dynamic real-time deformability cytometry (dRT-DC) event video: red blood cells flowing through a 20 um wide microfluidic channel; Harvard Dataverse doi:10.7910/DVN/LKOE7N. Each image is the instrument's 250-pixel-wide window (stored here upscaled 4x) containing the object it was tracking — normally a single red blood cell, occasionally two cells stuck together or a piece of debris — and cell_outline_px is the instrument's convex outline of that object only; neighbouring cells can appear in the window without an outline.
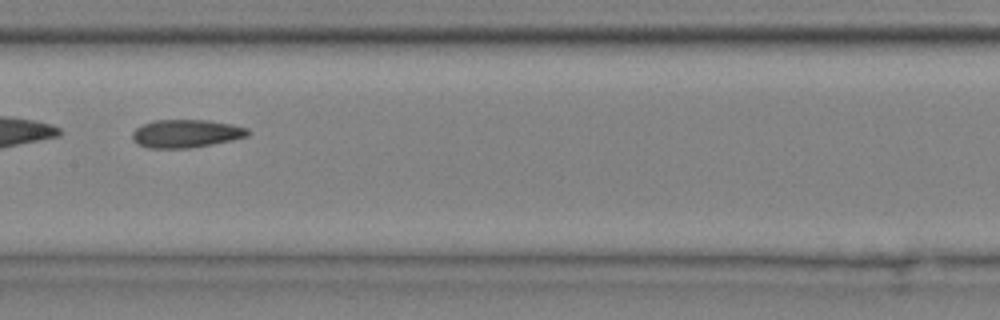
{"species": "common noctule bat (a hibernating species)", "species_latin": "Nyctalus noctula", "temperature_condition": "cold", "stored_images_in_passage": 9, "camera_frame_rate_fps": 3000, "um_per_image_px": 0.085, "animal": {"sex": "male", "body_mass_g": 20.4}, "frame": {"image": 1, "passage_image": 7, "time_ms": 2.0, "image_size_px": [1000, 320], "cell_outline_px": [[252, 132], [248, 136], [232, 140], [192, 148], [148, 148], [136, 144], [132, 140], [132, 132], [136, 128], [152, 120], [208, 120], [232, 124], [248, 128]], "centroid_in_image_um": [15.82, 11.35], "position_along_channel_um": 191.6, "area_um2": 19.13}}
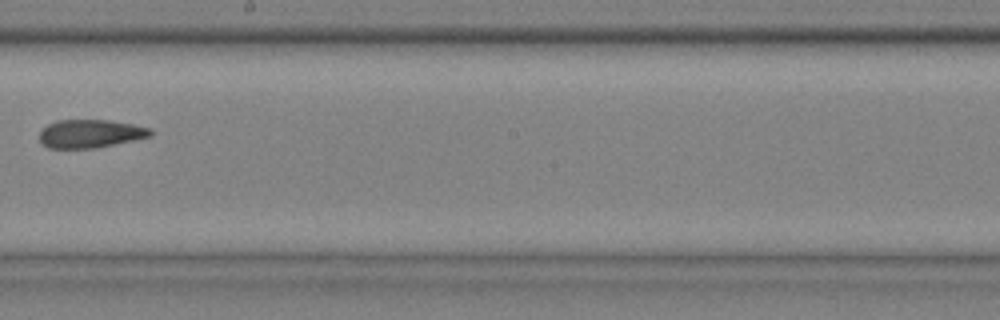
{"frame": {"image": 2, "passage_image": 8, "time_ms": 2.333, "image_size_px": [1000, 320], "cell_outline_px": [[152, 136], [92, 148], [48, 148], [40, 140], [40, 132], [48, 124], [60, 120], [108, 120], [132, 124], [152, 128]], "centroid_in_image_um": [7.69, 11.35], "position_along_channel_um": 240.5, "area_um2": 17.98}}
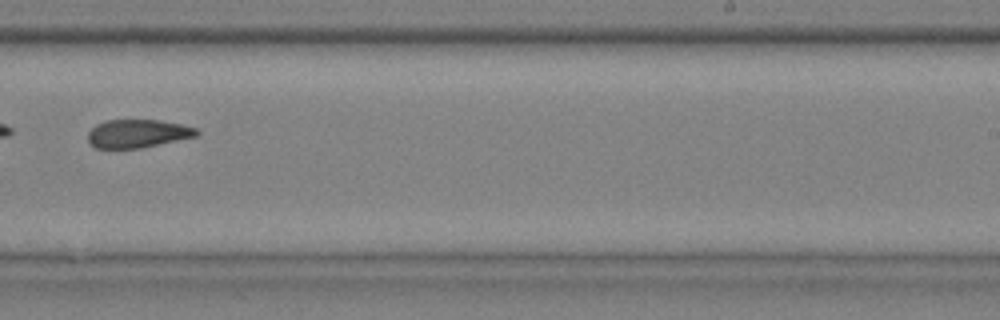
{"frame": {"image": 3, "passage_image": 9, "time_ms": 2.667, "image_size_px": [1000, 320], "cell_outline_px": [[200, 132], [196, 136], [140, 148], [96, 148], [88, 140], [88, 132], [96, 124], [104, 120], [160, 120], [180, 124], [196, 128]], "centroid_in_image_um": [11.68, 11.34], "position_along_channel_um": 277.3, "area_um2": 17.74}}